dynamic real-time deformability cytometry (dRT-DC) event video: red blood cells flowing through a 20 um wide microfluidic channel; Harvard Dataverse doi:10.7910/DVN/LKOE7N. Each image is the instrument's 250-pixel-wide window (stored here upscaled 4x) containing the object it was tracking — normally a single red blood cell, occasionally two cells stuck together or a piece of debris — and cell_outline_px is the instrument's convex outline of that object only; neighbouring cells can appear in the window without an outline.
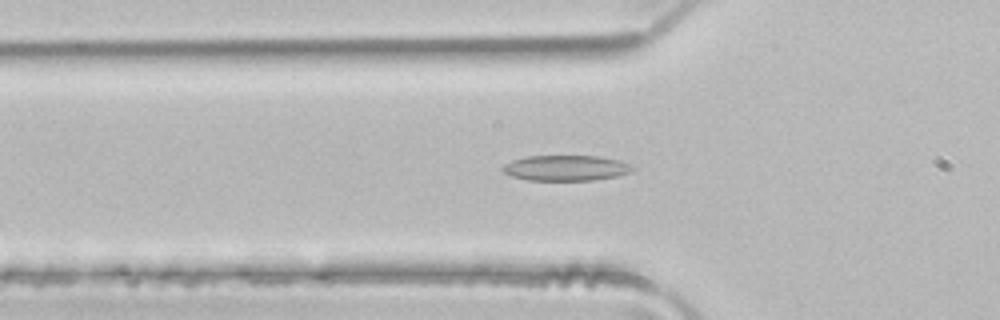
{"species": "common noctule bat (a hibernating species)", "species_latin": "Nyctalus noctula", "temperature_condition": "room temperature", "stored_images_in_passage": 49, "camera_frame_rate_fps": 3000, "um_per_image_px": 0.085, "animal": {"sex": "male", "body_mass_g": 21.5, "forearm_length_mm": 52.0}, "frame": {"image": 1, "passage_image": 16, "time_ms": 5.0, "image_size_px": [1000, 320], "cell_outline_px": [[636, 168], [632, 172], [616, 176], [596, 180], [528, 180], [512, 176], [504, 172], [500, 168], [504, 164], [512, 160], [528, 156], [596, 156], [620, 160]], "centroid_in_image_um": [48.11, 14.28], "position_along_channel_um": 77.7, "area_um2": 19.31}}
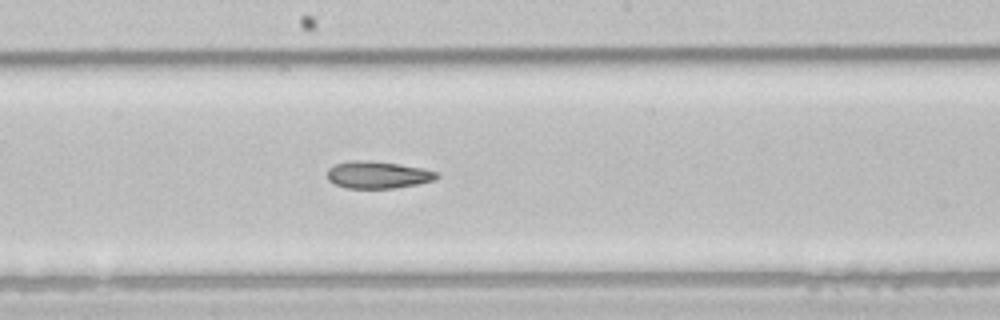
{"frame": {"image": 2, "passage_image": 26, "time_ms": 8.333, "image_size_px": [1000, 320], "cell_outline_px": [[440, 176], [436, 180], [396, 188], [348, 188], [336, 184], [328, 180], [328, 168], [336, 164], [348, 160], [368, 160], [424, 168], [436, 172]], "centroid_in_image_um": [32.12, 14.86], "position_along_channel_um": 216.1, "area_um2": 17.28}}
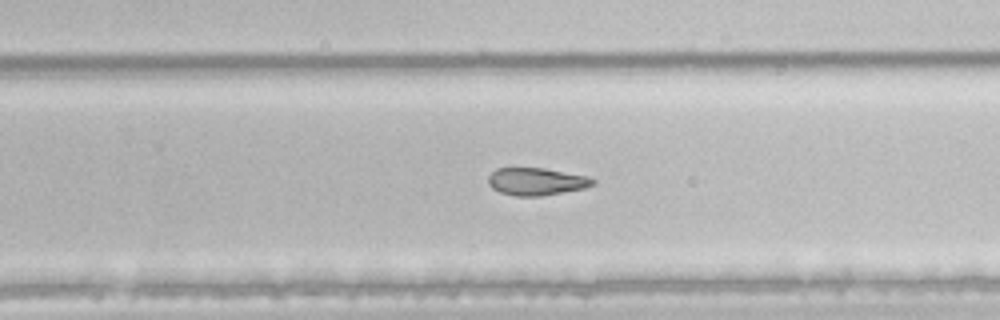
{"frame": {"image": 3, "passage_image": 31, "time_ms": 10.0, "image_size_px": [1000, 320], "cell_outline_px": [[596, 184], [584, 188], [540, 196], [516, 196], [500, 192], [492, 188], [488, 184], [488, 176], [496, 168], [544, 168], [588, 176], [596, 180]], "centroid_in_image_um": [45.59, 15.42], "position_along_channel_um": 284.2, "area_um2": 16.76}, "authors_computed_cell_mechanics": {"area_um2": 19.5364, "velocity_mm_per_s": 4.1228, "shape_relaxation_time_tau1_ms": 8.8865, "shape_relaxation_time_tau2_ms": 3.881, "deformation_change_tau1": 0.1736, "deformation_change_tau2": 0.1194}}